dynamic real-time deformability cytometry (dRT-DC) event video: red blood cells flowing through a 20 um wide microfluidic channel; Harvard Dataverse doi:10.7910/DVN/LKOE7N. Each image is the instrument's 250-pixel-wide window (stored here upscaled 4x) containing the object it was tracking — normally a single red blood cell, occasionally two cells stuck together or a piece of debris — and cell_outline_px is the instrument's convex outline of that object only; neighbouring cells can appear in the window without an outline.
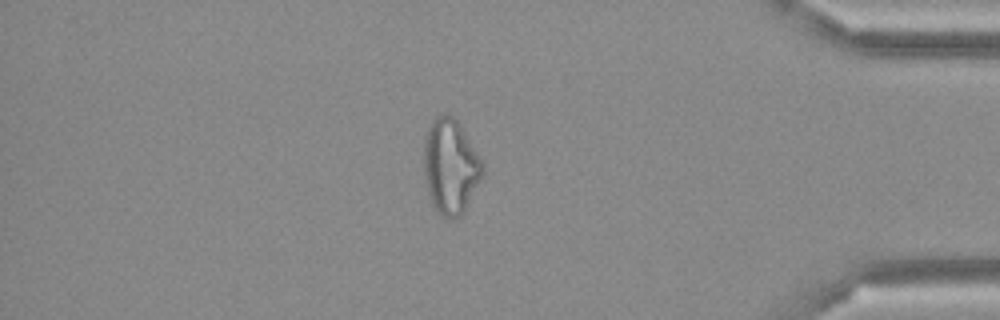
{"species": "Egyptian fruit bat (a non-hibernating species)", "species_latin": "Rousettus aegyptiacus", "temperature_condition": "cold", "stored_images_in_passage": 47, "camera_frame_rate_fps": 3000, "um_per_image_px": 0.085, "frame": {"image": 1, "passage_image": 40, "time_ms": 13.0, "image_size_px": [1000, 320], "cell_outline_px": [[484, 172], [464, 212], [456, 220], [452, 220], [440, 216], [436, 212], [432, 204], [428, 192], [424, 176], [424, 136], [432, 120], [440, 112], [448, 112], [460, 124], [480, 156], [484, 164]], "centroid_in_image_um": [38.28, 14.15], "position_along_channel_um": 396.9, "area_um2": 33.06}}